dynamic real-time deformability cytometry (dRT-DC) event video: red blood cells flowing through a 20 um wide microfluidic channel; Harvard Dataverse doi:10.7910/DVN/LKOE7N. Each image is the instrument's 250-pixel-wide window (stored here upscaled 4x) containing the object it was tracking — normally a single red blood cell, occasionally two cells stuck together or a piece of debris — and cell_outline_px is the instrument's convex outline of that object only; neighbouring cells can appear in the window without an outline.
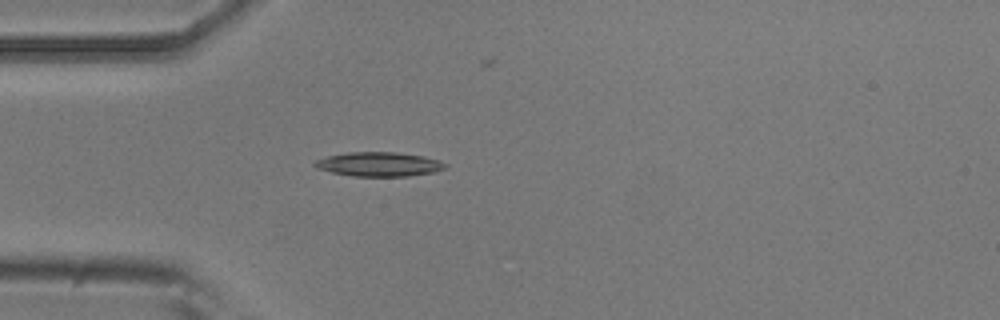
{"species": "common noctule bat (a hibernating species)", "species_latin": "Nyctalus noctula", "temperature_condition": "room temperature", "stored_images_in_passage": 4, "camera_frame_rate_fps": 3000, "um_per_image_px": 0.085, "animal": {"sex": "male", "body_mass_g": 20.5, "forearm_length_mm": 52.5}, "frame": {"image": 1, "passage_image": 3, "time_ms": 0.667, "image_size_px": [1000, 320], "cell_outline_px": [[448, 168], [432, 172], [408, 176], [352, 176], [332, 172], [316, 168], [312, 164], [316, 160], [328, 156], [348, 152], [396, 152], [424, 156], [448, 164]], "centroid_in_image_um": [32.21, 13.96], "position_along_channel_um": 52.8, "area_um2": 18.38}}